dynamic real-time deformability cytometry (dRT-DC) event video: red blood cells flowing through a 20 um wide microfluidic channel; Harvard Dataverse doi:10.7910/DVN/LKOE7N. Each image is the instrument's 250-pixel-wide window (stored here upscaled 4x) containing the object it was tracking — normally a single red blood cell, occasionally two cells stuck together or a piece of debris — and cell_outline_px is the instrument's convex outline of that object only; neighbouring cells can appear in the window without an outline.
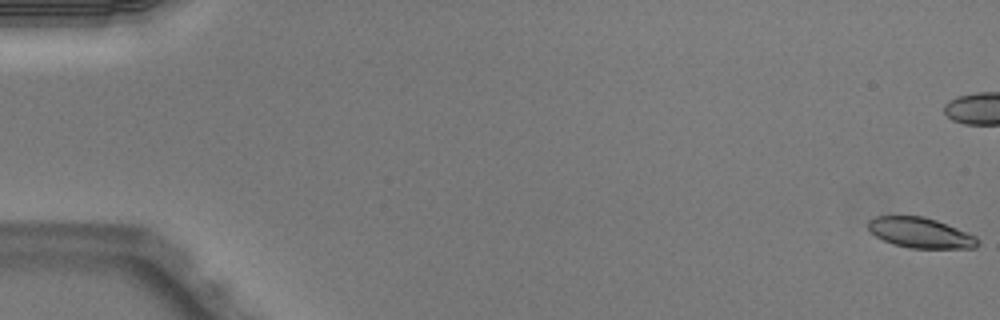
{"species": "Egyptian fruit bat (a non-hibernating species)", "species_latin": "Rousettus aegyptiacus", "temperature_condition": "warm", "stored_images_in_passage": 52, "camera_frame_rate_fps": 3000, "um_per_image_px": 0.085, "animal": {"sex": "male"}, "frame": {"image": 1, "passage_image": 1, "time_ms": 0.0, "image_size_px": [1000, 320], "cell_outline_px": [[980, 244], [976, 248], [908, 248], [892, 244], [876, 236], [868, 228], [868, 220], [876, 216], [924, 216], [936, 220], [976, 236], [980, 240]], "centroid_in_image_um": [78.25, 19.79], "position_along_channel_um": 6.8, "area_um2": 19.36}}
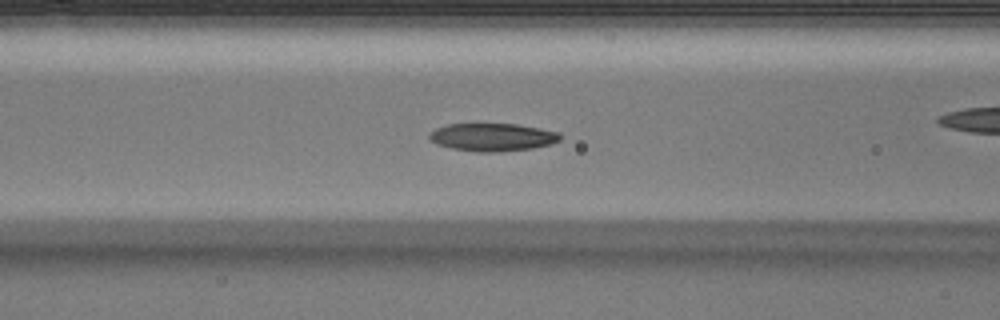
{"frame": {"image": 2, "passage_image": 22, "time_ms": 7.0, "image_size_px": [1000, 320], "cell_outline_px": [[564, 136], [560, 140], [552, 144], [532, 148], [500, 152], [476, 152], [452, 148], [436, 144], [428, 140], [428, 136], [436, 128], [448, 124], [516, 124], [540, 128], [560, 132]], "centroid_in_image_um": [41.89, 11.66], "position_along_channel_um": 124.7, "area_um2": 21.44}}
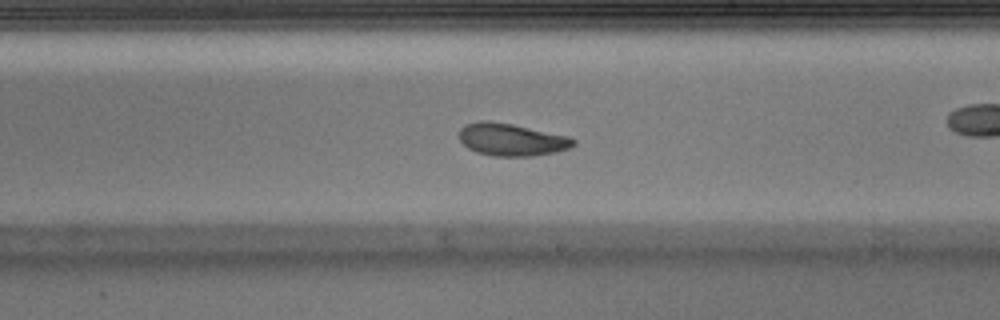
{"frame": {"image": 3, "passage_image": 31, "time_ms": 10.0, "image_size_px": [1000, 320], "cell_outline_px": [[576, 144], [568, 148], [556, 152], [532, 156], [496, 156], [476, 152], [468, 148], [460, 140], [460, 128], [464, 124], [480, 120], [488, 120], [512, 124], [568, 136], [576, 140]], "centroid_in_image_um": [43.47, 11.86], "position_along_channel_um": 245.5, "area_um2": 21.56}, "authors_computed_cell_mechanics": {"area_um2": 21.4727, "velocity_mm_per_s": 4.0281, "shape_relaxation_time_tau1_ms": 2.5942, "shape_relaxation_time_tau2_ms": 2.8265, "deformation_change_tau1": 0.1123, "deformation_change_tau2": 0.0896}}